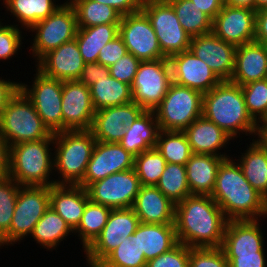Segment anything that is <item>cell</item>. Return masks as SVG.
Here are the masks:
<instances>
[{"label": "cell", "mask_w": 267, "mask_h": 267, "mask_svg": "<svg viewBox=\"0 0 267 267\" xmlns=\"http://www.w3.org/2000/svg\"><path fill=\"white\" fill-rule=\"evenodd\" d=\"M228 219L209 195H190L175 204L179 243L190 248H220Z\"/></svg>", "instance_id": "cell-1"}, {"label": "cell", "mask_w": 267, "mask_h": 267, "mask_svg": "<svg viewBox=\"0 0 267 267\" xmlns=\"http://www.w3.org/2000/svg\"><path fill=\"white\" fill-rule=\"evenodd\" d=\"M211 197L228 220L267 218V200L245 179L232 156L220 164Z\"/></svg>", "instance_id": "cell-2"}, {"label": "cell", "mask_w": 267, "mask_h": 267, "mask_svg": "<svg viewBox=\"0 0 267 267\" xmlns=\"http://www.w3.org/2000/svg\"><path fill=\"white\" fill-rule=\"evenodd\" d=\"M202 116L233 139L241 133L258 137L259 124L248 113L241 86L230 81H221L203 94Z\"/></svg>", "instance_id": "cell-3"}, {"label": "cell", "mask_w": 267, "mask_h": 267, "mask_svg": "<svg viewBox=\"0 0 267 267\" xmlns=\"http://www.w3.org/2000/svg\"><path fill=\"white\" fill-rule=\"evenodd\" d=\"M53 146V138L10 146L9 177L20 186L55 185V180L50 177L55 176L52 174L54 173Z\"/></svg>", "instance_id": "cell-4"}, {"label": "cell", "mask_w": 267, "mask_h": 267, "mask_svg": "<svg viewBox=\"0 0 267 267\" xmlns=\"http://www.w3.org/2000/svg\"><path fill=\"white\" fill-rule=\"evenodd\" d=\"M55 185H78L84 178L96 143L90 130L60 131L54 133ZM61 179V180H60Z\"/></svg>", "instance_id": "cell-5"}, {"label": "cell", "mask_w": 267, "mask_h": 267, "mask_svg": "<svg viewBox=\"0 0 267 267\" xmlns=\"http://www.w3.org/2000/svg\"><path fill=\"white\" fill-rule=\"evenodd\" d=\"M0 130L9 146L54 138L44 125L31 100L19 90L10 98L0 115Z\"/></svg>", "instance_id": "cell-6"}, {"label": "cell", "mask_w": 267, "mask_h": 267, "mask_svg": "<svg viewBox=\"0 0 267 267\" xmlns=\"http://www.w3.org/2000/svg\"><path fill=\"white\" fill-rule=\"evenodd\" d=\"M202 107V92L172 82L154 113L160 130L184 131L202 116Z\"/></svg>", "instance_id": "cell-7"}, {"label": "cell", "mask_w": 267, "mask_h": 267, "mask_svg": "<svg viewBox=\"0 0 267 267\" xmlns=\"http://www.w3.org/2000/svg\"><path fill=\"white\" fill-rule=\"evenodd\" d=\"M50 205V187L20 186L10 229L0 238V248L28 238ZM3 245V246H2Z\"/></svg>", "instance_id": "cell-8"}, {"label": "cell", "mask_w": 267, "mask_h": 267, "mask_svg": "<svg viewBox=\"0 0 267 267\" xmlns=\"http://www.w3.org/2000/svg\"><path fill=\"white\" fill-rule=\"evenodd\" d=\"M31 31L35 36L29 48L37 63L47 52L75 39L77 19L74 8L67 0L46 19L33 25Z\"/></svg>", "instance_id": "cell-9"}, {"label": "cell", "mask_w": 267, "mask_h": 267, "mask_svg": "<svg viewBox=\"0 0 267 267\" xmlns=\"http://www.w3.org/2000/svg\"><path fill=\"white\" fill-rule=\"evenodd\" d=\"M141 10L149 18L166 58L189 50L192 37L183 29L167 0H143Z\"/></svg>", "instance_id": "cell-10"}, {"label": "cell", "mask_w": 267, "mask_h": 267, "mask_svg": "<svg viewBox=\"0 0 267 267\" xmlns=\"http://www.w3.org/2000/svg\"><path fill=\"white\" fill-rule=\"evenodd\" d=\"M172 83L169 58L141 61L131 84L132 101L145 111H154Z\"/></svg>", "instance_id": "cell-11"}, {"label": "cell", "mask_w": 267, "mask_h": 267, "mask_svg": "<svg viewBox=\"0 0 267 267\" xmlns=\"http://www.w3.org/2000/svg\"><path fill=\"white\" fill-rule=\"evenodd\" d=\"M32 85L20 82V89L31 100L37 114L51 133L62 131L63 81L35 70Z\"/></svg>", "instance_id": "cell-12"}, {"label": "cell", "mask_w": 267, "mask_h": 267, "mask_svg": "<svg viewBox=\"0 0 267 267\" xmlns=\"http://www.w3.org/2000/svg\"><path fill=\"white\" fill-rule=\"evenodd\" d=\"M139 223L132 207L112 209L102 232L84 251L87 266L96 267L122 241L135 233Z\"/></svg>", "instance_id": "cell-13"}, {"label": "cell", "mask_w": 267, "mask_h": 267, "mask_svg": "<svg viewBox=\"0 0 267 267\" xmlns=\"http://www.w3.org/2000/svg\"><path fill=\"white\" fill-rule=\"evenodd\" d=\"M135 169L113 173L90 184L86 190L89 200L112 209L133 207L140 189Z\"/></svg>", "instance_id": "cell-14"}, {"label": "cell", "mask_w": 267, "mask_h": 267, "mask_svg": "<svg viewBox=\"0 0 267 267\" xmlns=\"http://www.w3.org/2000/svg\"><path fill=\"white\" fill-rule=\"evenodd\" d=\"M127 48L140 61L166 58L147 15L142 11L121 17L118 34Z\"/></svg>", "instance_id": "cell-15"}, {"label": "cell", "mask_w": 267, "mask_h": 267, "mask_svg": "<svg viewBox=\"0 0 267 267\" xmlns=\"http://www.w3.org/2000/svg\"><path fill=\"white\" fill-rule=\"evenodd\" d=\"M134 168V156L117 142L96 141L83 180L85 189L107 176Z\"/></svg>", "instance_id": "cell-16"}, {"label": "cell", "mask_w": 267, "mask_h": 267, "mask_svg": "<svg viewBox=\"0 0 267 267\" xmlns=\"http://www.w3.org/2000/svg\"><path fill=\"white\" fill-rule=\"evenodd\" d=\"M94 115L90 88L78 80L63 81L62 131L90 130Z\"/></svg>", "instance_id": "cell-17"}, {"label": "cell", "mask_w": 267, "mask_h": 267, "mask_svg": "<svg viewBox=\"0 0 267 267\" xmlns=\"http://www.w3.org/2000/svg\"><path fill=\"white\" fill-rule=\"evenodd\" d=\"M256 11L245 7L223 5L212 22V33L223 41L241 46L254 41Z\"/></svg>", "instance_id": "cell-18"}, {"label": "cell", "mask_w": 267, "mask_h": 267, "mask_svg": "<svg viewBox=\"0 0 267 267\" xmlns=\"http://www.w3.org/2000/svg\"><path fill=\"white\" fill-rule=\"evenodd\" d=\"M236 48L212 32L192 37L189 46V50L204 61L221 81H230L233 75Z\"/></svg>", "instance_id": "cell-19"}, {"label": "cell", "mask_w": 267, "mask_h": 267, "mask_svg": "<svg viewBox=\"0 0 267 267\" xmlns=\"http://www.w3.org/2000/svg\"><path fill=\"white\" fill-rule=\"evenodd\" d=\"M172 82L202 92H209L221 80L201 59L190 50L172 55L169 58Z\"/></svg>", "instance_id": "cell-20"}, {"label": "cell", "mask_w": 267, "mask_h": 267, "mask_svg": "<svg viewBox=\"0 0 267 267\" xmlns=\"http://www.w3.org/2000/svg\"><path fill=\"white\" fill-rule=\"evenodd\" d=\"M144 109L135 102L112 106L95 111L90 131L96 141L119 142L126 126L136 120Z\"/></svg>", "instance_id": "cell-21"}, {"label": "cell", "mask_w": 267, "mask_h": 267, "mask_svg": "<svg viewBox=\"0 0 267 267\" xmlns=\"http://www.w3.org/2000/svg\"><path fill=\"white\" fill-rule=\"evenodd\" d=\"M37 62L36 69L43 75L60 81L77 80L85 64L75 39L47 52Z\"/></svg>", "instance_id": "cell-22"}, {"label": "cell", "mask_w": 267, "mask_h": 267, "mask_svg": "<svg viewBox=\"0 0 267 267\" xmlns=\"http://www.w3.org/2000/svg\"><path fill=\"white\" fill-rule=\"evenodd\" d=\"M259 222V219L228 220L221 247L225 255L265 252V234Z\"/></svg>", "instance_id": "cell-23"}, {"label": "cell", "mask_w": 267, "mask_h": 267, "mask_svg": "<svg viewBox=\"0 0 267 267\" xmlns=\"http://www.w3.org/2000/svg\"><path fill=\"white\" fill-rule=\"evenodd\" d=\"M264 79H267V45L252 41L238 46L230 82L243 86Z\"/></svg>", "instance_id": "cell-24"}, {"label": "cell", "mask_w": 267, "mask_h": 267, "mask_svg": "<svg viewBox=\"0 0 267 267\" xmlns=\"http://www.w3.org/2000/svg\"><path fill=\"white\" fill-rule=\"evenodd\" d=\"M187 137L192 153L211 154L230 158L226 152H220L228 148L230 140H234L225 131L203 116L197 118L183 131ZM228 145V146H227ZM224 148V149H223ZM222 153V154H221Z\"/></svg>", "instance_id": "cell-25"}, {"label": "cell", "mask_w": 267, "mask_h": 267, "mask_svg": "<svg viewBox=\"0 0 267 267\" xmlns=\"http://www.w3.org/2000/svg\"><path fill=\"white\" fill-rule=\"evenodd\" d=\"M132 208L141 223H175V204L156 186L141 185Z\"/></svg>", "instance_id": "cell-26"}, {"label": "cell", "mask_w": 267, "mask_h": 267, "mask_svg": "<svg viewBox=\"0 0 267 267\" xmlns=\"http://www.w3.org/2000/svg\"><path fill=\"white\" fill-rule=\"evenodd\" d=\"M89 196L79 185L50 186V207L59 214L74 231L84 213Z\"/></svg>", "instance_id": "cell-27"}, {"label": "cell", "mask_w": 267, "mask_h": 267, "mask_svg": "<svg viewBox=\"0 0 267 267\" xmlns=\"http://www.w3.org/2000/svg\"><path fill=\"white\" fill-rule=\"evenodd\" d=\"M224 157L211 154H192L185 168L191 195L211 196L220 164Z\"/></svg>", "instance_id": "cell-28"}, {"label": "cell", "mask_w": 267, "mask_h": 267, "mask_svg": "<svg viewBox=\"0 0 267 267\" xmlns=\"http://www.w3.org/2000/svg\"><path fill=\"white\" fill-rule=\"evenodd\" d=\"M159 125L154 111H143L126 126L123 138L118 142L134 157L151 148H156Z\"/></svg>", "instance_id": "cell-29"}, {"label": "cell", "mask_w": 267, "mask_h": 267, "mask_svg": "<svg viewBox=\"0 0 267 267\" xmlns=\"http://www.w3.org/2000/svg\"><path fill=\"white\" fill-rule=\"evenodd\" d=\"M137 245L144 252L146 261L173 248L177 243L175 224L139 223L134 233Z\"/></svg>", "instance_id": "cell-30"}, {"label": "cell", "mask_w": 267, "mask_h": 267, "mask_svg": "<svg viewBox=\"0 0 267 267\" xmlns=\"http://www.w3.org/2000/svg\"><path fill=\"white\" fill-rule=\"evenodd\" d=\"M251 140L240 159L234 160L239 164L245 179L267 200V147L258 137Z\"/></svg>", "instance_id": "cell-31"}, {"label": "cell", "mask_w": 267, "mask_h": 267, "mask_svg": "<svg viewBox=\"0 0 267 267\" xmlns=\"http://www.w3.org/2000/svg\"><path fill=\"white\" fill-rule=\"evenodd\" d=\"M4 8L11 12L16 25L19 27V23L22 29L29 30L33 25L41 20L50 16L61 3H56L58 0H2ZM59 4V5H58ZM24 27V28H23Z\"/></svg>", "instance_id": "cell-32"}, {"label": "cell", "mask_w": 267, "mask_h": 267, "mask_svg": "<svg viewBox=\"0 0 267 267\" xmlns=\"http://www.w3.org/2000/svg\"><path fill=\"white\" fill-rule=\"evenodd\" d=\"M119 34V24L77 28L75 40L85 63L97 62L100 49Z\"/></svg>", "instance_id": "cell-33"}, {"label": "cell", "mask_w": 267, "mask_h": 267, "mask_svg": "<svg viewBox=\"0 0 267 267\" xmlns=\"http://www.w3.org/2000/svg\"><path fill=\"white\" fill-rule=\"evenodd\" d=\"M74 231L70 228L67 222L57 214L50 206L45 211L44 215L35 225L34 230L30 236L36 241L37 244L45 249L53 250L68 235H72Z\"/></svg>", "instance_id": "cell-34"}, {"label": "cell", "mask_w": 267, "mask_h": 267, "mask_svg": "<svg viewBox=\"0 0 267 267\" xmlns=\"http://www.w3.org/2000/svg\"><path fill=\"white\" fill-rule=\"evenodd\" d=\"M91 101L95 111L132 102L131 86L111 75L100 78L90 87Z\"/></svg>", "instance_id": "cell-35"}, {"label": "cell", "mask_w": 267, "mask_h": 267, "mask_svg": "<svg viewBox=\"0 0 267 267\" xmlns=\"http://www.w3.org/2000/svg\"><path fill=\"white\" fill-rule=\"evenodd\" d=\"M74 8L77 28L119 24L122 15L113 7L93 0H68Z\"/></svg>", "instance_id": "cell-36"}, {"label": "cell", "mask_w": 267, "mask_h": 267, "mask_svg": "<svg viewBox=\"0 0 267 267\" xmlns=\"http://www.w3.org/2000/svg\"><path fill=\"white\" fill-rule=\"evenodd\" d=\"M112 208L96 204L90 200L87 202L84 213L74 234H78L83 251H85L100 235L108 221Z\"/></svg>", "instance_id": "cell-37"}, {"label": "cell", "mask_w": 267, "mask_h": 267, "mask_svg": "<svg viewBox=\"0 0 267 267\" xmlns=\"http://www.w3.org/2000/svg\"><path fill=\"white\" fill-rule=\"evenodd\" d=\"M173 7L183 29L196 37L212 32L213 20L191 0H167Z\"/></svg>", "instance_id": "cell-38"}, {"label": "cell", "mask_w": 267, "mask_h": 267, "mask_svg": "<svg viewBox=\"0 0 267 267\" xmlns=\"http://www.w3.org/2000/svg\"><path fill=\"white\" fill-rule=\"evenodd\" d=\"M156 148L166 163L186 165L193 154L183 131L160 130Z\"/></svg>", "instance_id": "cell-39"}, {"label": "cell", "mask_w": 267, "mask_h": 267, "mask_svg": "<svg viewBox=\"0 0 267 267\" xmlns=\"http://www.w3.org/2000/svg\"><path fill=\"white\" fill-rule=\"evenodd\" d=\"M156 187L174 204L190 196L185 165L166 163Z\"/></svg>", "instance_id": "cell-40"}, {"label": "cell", "mask_w": 267, "mask_h": 267, "mask_svg": "<svg viewBox=\"0 0 267 267\" xmlns=\"http://www.w3.org/2000/svg\"><path fill=\"white\" fill-rule=\"evenodd\" d=\"M144 252L137 245V237L132 234L111 251L96 267H146Z\"/></svg>", "instance_id": "cell-41"}, {"label": "cell", "mask_w": 267, "mask_h": 267, "mask_svg": "<svg viewBox=\"0 0 267 267\" xmlns=\"http://www.w3.org/2000/svg\"><path fill=\"white\" fill-rule=\"evenodd\" d=\"M166 166V160L157 148H151L134 157V169L142 186H156Z\"/></svg>", "instance_id": "cell-42"}, {"label": "cell", "mask_w": 267, "mask_h": 267, "mask_svg": "<svg viewBox=\"0 0 267 267\" xmlns=\"http://www.w3.org/2000/svg\"><path fill=\"white\" fill-rule=\"evenodd\" d=\"M241 89L248 113L260 125L267 118V79L250 82Z\"/></svg>", "instance_id": "cell-43"}, {"label": "cell", "mask_w": 267, "mask_h": 267, "mask_svg": "<svg viewBox=\"0 0 267 267\" xmlns=\"http://www.w3.org/2000/svg\"><path fill=\"white\" fill-rule=\"evenodd\" d=\"M20 185L12 178H0V238L10 229Z\"/></svg>", "instance_id": "cell-44"}, {"label": "cell", "mask_w": 267, "mask_h": 267, "mask_svg": "<svg viewBox=\"0 0 267 267\" xmlns=\"http://www.w3.org/2000/svg\"><path fill=\"white\" fill-rule=\"evenodd\" d=\"M16 24L5 23L0 27V61L10 60L22 47L24 37H22L21 28Z\"/></svg>", "instance_id": "cell-45"}, {"label": "cell", "mask_w": 267, "mask_h": 267, "mask_svg": "<svg viewBox=\"0 0 267 267\" xmlns=\"http://www.w3.org/2000/svg\"><path fill=\"white\" fill-rule=\"evenodd\" d=\"M189 267H229L223 249L190 248Z\"/></svg>", "instance_id": "cell-46"}, {"label": "cell", "mask_w": 267, "mask_h": 267, "mask_svg": "<svg viewBox=\"0 0 267 267\" xmlns=\"http://www.w3.org/2000/svg\"><path fill=\"white\" fill-rule=\"evenodd\" d=\"M190 247L177 243L169 251L147 261L146 267H189Z\"/></svg>", "instance_id": "cell-47"}, {"label": "cell", "mask_w": 267, "mask_h": 267, "mask_svg": "<svg viewBox=\"0 0 267 267\" xmlns=\"http://www.w3.org/2000/svg\"><path fill=\"white\" fill-rule=\"evenodd\" d=\"M140 63L141 61L133 54L127 52L115 64L109 67V74L116 80L131 86Z\"/></svg>", "instance_id": "cell-48"}, {"label": "cell", "mask_w": 267, "mask_h": 267, "mask_svg": "<svg viewBox=\"0 0 267 267\" xmlns=\"http://www.w3.org/2000/svg\"><path fill=\"white\" fill-rule=\"evenodd\" d=\"M127 53V48L122 38L118 35L112 41L100 49L97 62L101 65L110 67Z\"/></svg>", "instance_id": "cell-49"}, {"label": "cell", "mask_w": 267, "mask_h": 267, "mask_svg": "<svg viewBox=\"0 0 267 267\" xmlns=\"http://www.w3.org/2000/svg\"><path fill=\"white\" fill-rule=\"evenodd\" d=\"M109 74V67L101 65L99 62L85 63L80 77L77 79L80 83L90 88L100 78L107 77Z\"/></svg>", "instance_id": "cell-50"}, {"label": "cell", "mask_w": 267, "mask_h": 267, "mask_svg": "<svg viewBox=\"0 0 267 267\" xmlns=\"http://www.w3.org/2000/svg\"><path fill=\"white\" fill-rule=\"evenodd\" d=\"M229 267H266L267 259L265 252H256L247 255H225Z\"/></svg>", "instance_id": "cell-51"}, {"label": "cell", "mask_w": 267, "mask_h": 267, "mask_svg": "<svg viewBox=\"0 0 267 267\" xmlns=\"http://www.w3.org/2000/svg\"><path fill=\"white\" fill-rule=\"evenodd\" d=\"M113 7L122 16L136 13L141 10L143 0H93Z\"/></svg>", "instance_id": "cell-52"}, {"label": "cell", "mask_w": 267, "mask_h": 267, "mask_svg": "<svg viewBox=\"0 0 267 267\" xmlns=\"http://www.w3.org/2000/svg\"><path fill=\"white\" fill-rule=\"evenodd\" d=\"M20 82L0 78V115L10 98L19 90Z\"/></svg>", "instance_id": "cell-53"}, {"label": "cell", "mask_w": 267, "mask_h": 267, "mask_svg": "<svg viewBox=\"0 0 267 267\" xmlns=\"http://www.w3.org/2000/svg\"><path fill=\"white\" fill-rule=\"evenodd\" d=\"M254 41L267 45V8L256 11Z\"/></svg>", "instance_id": "cell-54"}, {"label": "cell", "mask_w": 267, "mask_h": 267, "mask_svg": "<svg viewBox=\"0 0 267 267\" xmlns=\"http://www.w3.org/2000/svg\"><path fill=\"white\" fill-rule=\"evenodd\" d=\"M201 11L212 20L222 10L224 0H191Z\"/></svg>", "instance_id": "cell-55"}, {"label": "cell", "mask_w": 267, "mask_h": 267, "mask_svg": "<svg viewBox=\"0 0 267 267\" xmlns=\"http://www.w3.org/2000/svg\"><path fill=\"white\" fill-rule=\"evenodd\" d=\"M10 146L3 138L0 130V178L9 176Z\"/></svg>", "instance_id": "cell-56"}, {"label": "cell", "mask_w": 267, "mask_h": 267, "mask_svg": "<svg viewBox=\"0 0 267 267\" xmlns=\"http://www.w3.org/2000/svg\"><path fill=\"white\" fill-rule=\"evenodd\" d=\"M224 4L232 7H245L255 10V0H224Z\"/></svg>", "instance_id": "cell-57"}, {"label": "cell", "mask_w": 267, "mask_h": 267, "mask_svg": "<svg viewBox=\"0 0 267 267\" xmlns=\"http://www.w3.org/2000/svg\"><path fill=\"white\" fill-rule=\"evenodd\" d=\"M258 138L267 147V126H259Z\"/></svg>", "instance_id": "cell-58"}, {"label": "cell", "mask_w": 267, "mask_h": 267, "mask_svg": "<svg viewBox=\"0 0 267 267\" xmlns=\"http://www.w3.org/2000/svg\"><path fill=\"white\" fill-rule=\"evenodd\" d=\"M266 8H267V0H255V11Z\"/></svg>", "instance_id": "cell-59"}, {"label": "cell", "mask_w": 267, "mask_h": 267, "mask_svg": "<svg viewBox=\"0 0 267 267\" xmlns=\"http://www.w3.org/2000/svg\"><path fill=\"white\" fill-rule=\"evenodd\" d=\"M259 126H267V118H266L265 121L262 122Z\"/></svg>", "instance_id": "cell-60"}, {"label": "cell", "mask_w": 267, "mask_h": 267, "mask_svg": "<svg viewBox=\"0 0 267 267\" xmlns=\"http://www.w3.org/2000/svg\"><path fill=\"white\" fill-rule=\"evenodd\" d=\"M2 19H0V27L4 24V23H2V21H1Z\"/></svg>", "instance_id": "cell-61"}]
</instances>
